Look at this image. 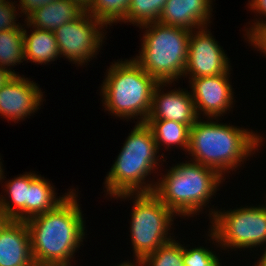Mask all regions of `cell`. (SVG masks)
Returning a JSON list of instances; mask_svg holds the SVG:
<instances>
[{"instance_id": "6da1fadb", "label": "cell", "mask_w": 266, "mask_h": 266, "mask_svg": "<svg viewBox=\"0 0 266 266\" xmlns=\"http://www.w3.org/2000/svg\"><path fill=\"white\" fill-rule=\"evenodd\" d=\"M73 191L53 210L27 219L36 266H71L85 235L82 211Z\"/></svg>"}, {"instance_id": "7a4b0ae2", "label": "cell", "mask_w": 266, "mask_h": 266, "mask_svg": "<svg viewBox=\"0 0 266 266\" xmlns=\"http://www.w3.org/2000/svg\"><path fill=\"white\" fill-rule=\"evenodd\" d=\"M198 119L190 128L187 152L193 161L214 169L223 178L235 170L248 156L263 145V138L248 129L237 128L218 121Z\"/></svg>"}, {"instance_id": "3957f363", "label": "cell", "mask_w": 266, "mask_h": 266, "mask_svg": "<svg viewBox=\"0 0 266 266\" xmlns=\"http://www.w3.org/2000/svg\"><path fill=\"white\" fill-rule=\"evenodd\" d=\"M157 153L151 129L145 122L137 123L106 176L104 184L107 194L116 197L126 193L153 192L155 184H146L145 180L156 167L159 169L158 161H164V155L157 156Z\"/></svg>"}, {"instance_id": "277c9868", "label": "cell", "mask_w": 266, "mask_h": 266, "mask_svg": "<svg viewBox=\"0 0 266 266\" xmlns=\"http://www.w3.org/2000/svg\"><path fill=\"white\" fill-rule=\"evenodd\" d=\"M178 163L155 182L153 193L176 215H197L209 203L223 177L198 162Z\"/></svg>"}, {"instance_id": "5b68a950", "label": "cell", "mask_w": 266, "mask_h": 266, "mask_svg": "<svg viewBox=\"0 0 266 266\" xmlns=\"http://www.w3.org/2000/svg\"><path fill=\"white\" fill-rule=\"evenodd\" d=\"M109 67L101 86L105 110L121 119L138 117L144 123L150 113L158 82L133 59L117 61Z\"/></svg>"}, {"instance_id": "8992f818", "label": "cell", "mask_w": 266, "mask_h": 266, "mask_svg": "<svg viewBox=\"0 0 266 266\" xmlns=\"http://www.w3.org/2000/svg\"><path fill=\"white\" fill-rule=\"evenodd\" d=\"M146 28L139 56L132 58L158 83H170L183 77L188 58L191 30L151 22Z\"/></svg>"}, {"instance_id": "52a82bcc", "label": "cell", "mask_w": 266, "mask_h": 266, "mask_svg": "<svg viewBox=\"0 0 266 266\" xmlns=\"http://www.w3.org/2000/svg\"><path fill=\"white\" fill-rule=\"evenodd\" d=\"M132 197L135 201L130 222L131 242L135 260H142L172 240L168 230L175 214L153 192L126 193L116 199Z\"/></svg>"}, {"instance_id": "ba28073f", "label": "cell", "mask_w": 266, "mask_h": 266, "mask_svg": "<svg viewBox=\"0 0 266 266\" xmlns=\"http://www.w3.org/2000/svg\"><path fill=\"white\" fill-rule=\"evenodd\" d=\"M209 235L224 250L266 244V205L241 207L224 212L211 209Z\"/></svg>"}, {"instance_id": "9c48e42d", "label": "cell", "mask_w": 266, "mask_h": 266, "mask_svg": "<svg viewBox=\"0 0 266 266\" xmlns=\"http://www.w3.org/2000/svg\"><path fill=\"white\" fill-rule=\"evenodd\" d=\"M104 27L107 28L87 11L79 18L60 26L53 31L60 55L63 54V57L81 66L90 62V58L95 57L102 45Z\"/></svg>"}, {"instance_id": "30bf717a", "label": "cell", "mask_w": 266, "mask_h": 266, "mask_svg": "<svg viewBox=\"0 0 266 266\" xmlns=\"http://www.w3.org/2000/svg\"><path fill=\"white\" fill-rule=\"evenodd\" d=\"M215 40L207 26L191 30L183 77H208L230 71L229 58Z\"/></svg>"}, {"instance_id": "8fae6325", "label": "cell", "mask_w": 266, "mask_h": 266, "mask_svg": "<svg viewBox=\"0 0 266 266\" xmlns=\"http://www.w3.org/2000/svg\"><path fill=\"white\" fill-rule=\"evenodd\" d=\"M219 74L208 77H197L189 80L191 95L195 104L196 112L200 118L203 112L208 118L218 119L223 116L233 105V91L229 81L231 73ZM201 112V113H200Z\"/></svg>"}, {"instance_id": "7c38bea8", "label": "cell", "mask_w": 266, "mask_h": 266, "mask_svg": "<svg viewBox=\"0 0 266 266\" xmlns=\"http://www.w3.org/2000/svg\"><path fill=\"white\" fill-rule=\"evenodd\" d=\"M30 79L15 75L0 88V116L17 122L31 116L41 106V88Z\"/></svg>"}, {"instance_id": "4fadbf2b", "label": "cell", "mask_w": 266, "mask_h": 266, "mask_svg": "<svg viewBox=\"0 0 266 266\" xmlns=\"http://www.w3.org/2000/svg\"><path fill=\"white\" fill-rule=\"evenodd\" d=\"M166 84L169 83H158L155 86L147 120H170L194 125L199 117L191 93L183 89L160 92V88Z\"/></svg>"}, {"instance_id": "5bb4252c", "label": "cell", "mask_w": 266, "mask_h": 266, "mask_svg": "<svg viewBox=\"0 0 266 266\" xmlns=\"http://www.w3.org/2000/svg\"><path fill=\"white\" fill-rule=\"evenodd\" d=\"M0 266H36L25 221L10 219L0 230Z\"/></svg>"}, {"instance_id": "9a60e30c", "label": "cell", "mask_w": 266, "mask_h": 266, "mask_svg": "<svg viewBox=\"0 0 266 266\" xmlns=\"http://www.w3.org/2000/svg\"><path fill=\"white\" fill-rule=\"evenodd\" d=\"M212 0H167L159 23L193 30L210 23Z\"/></svg>"}, {"instance_id": "2e32d148", "label": "cell", "mask_w": 266, "mask_h": 266, "mask_svg": "<svg viewBox=\"0 0 266 266\" xmlns=\"http://www.w3.org/2000/svg\"><path fill=\"white\" fill-rule=\"evenodd\" d=\"M85 10L70 0H56L36 9L25 21L29 27L55 31L60 26L79 18Z\"/></svg>"}, {"instance_id": "e0dca14e", "label": "cell", "mask_w": 266, "mask_h": 266, "mask_svg": "<svg viewBox=\"0 0 266 266\" xmlns=\"http://www.w3.org/2000/svg\"><path fill=\"white\" fill-rule=\"evenodd\" d=\"M30 35L24 32V59L33 63L46 64L55 61L60 56L57 40L52 31L32 27Z\"/></svg>"}, {"instance_id": "ac0fdd59", "label": "cell", "mask_w": 266, "mask_h": 266, "mask_svg": "<svg viewBox=\"0 0 266 266\" xmlns=\"http://www.w3.org/2000/svg\"><path fill=\"white\" fill-rule=\"evenodd\" d=\"M54 187L44 177L29 172L28 219L56 208L72 192L56 198Z\"/></svg>"}, {"instance_id": "d6986e66", "label": "cell", "mask_w": 266, "mask_h": 266, "mask_svg": "<svg viewBox=\"0 0 266 266\" xmlns=\"http://www.w3.org/2000/svg\"><path fill=\"white\" fill-rule=\"evenodd\" d=\"M5 186V192L10 201L0 195V207L9 219L26 221L28 219L29 173L26 172L9 180Z\"/></svg>"}, {"instance_id": "ffe728a7", "label": "cell", "mask_w": 266, "mask_h": 266, "mask_svg": "<svg viewBox=\"0 0 266 266\" xmlns=\"http://www.w3.org/2000/svg\"><path fill=\"white\" fill-rule=\"evenodd\" d=\"M145 123L152 131L158 151L162 145H166V149L179 145L183 150H188L190 128L193 125L170 120H146Z\"/></svg>"}, {"instance_id": "44dd1931", "label": "cell", "mask_w": 266, "mask_h": 266, "mask_svg": "<svg viewBox=\"0 0 266 266\" xmlns=\"http://www.w3.org/2000/svg\"><path fill=\"white\" fill-rule=\"evenodd\" d=\"M23 29L21 25L19 28L0 31V67L10 70L14 75L19 74L12 71L9 66H15L25 60Z\"/></svg>"}, {"instance_id": "7402d4cb", "label": "cell", "mask_w": 266, "mask_h": 266, "mask_svg": "<svg viewBox=\"0 0 266 266\" xmlns=\"http://www.w3.org/2000/svg\"><path fill=\"white\" fill-rule=\"evenodd\" d=\"M167 0H130L124 23L130 22L141 26L158 22L159 16Z\"/></svg>"}, {"instance_id": "603a6c76", "label": "cell", "mask_w": 266, "mask_h": 266, "mask_svg": "<svg viewBox=\"0 0 266 266\" xmlns=\"http://www.w3.org/2000/svg\"><path fill=\"white\" fill-rule=\"evenodd\" d=\"M130 0H91L87 12L97 20L111 26L126 18Z\"/></svg>"}, {"instance_id": "cb8c5ba5", "label": "cell", "mask_w": 266, "mask_h": 266, "mask_svg": "<svg viewBox=\"0 0 266 266\" xmlns=\"http://www.w3.org/2000/svg\"><path fill=\"white\" fill-rule=\"evenodd\" d=\"M141 262L144 266H184L183 246L172 239L161 245L155 252L145 256Z\"/></svg>"}, {"instance_id": "d4e9b609", "label": "cell", "mask_w": 266, "mask_h": 266, "mask_svg": "<svg viewBox=\"0 0 266 266\" xmlns=\"http://www.w3.org/2000/svg\"><path fill=\"white\" fill-rule=\"evenodd\" d=\"M216 257L213 251L202 246L192 249L183 246L184 266H208Z\"/></svg>"}, {"instance_id": "484cf974", "label": "cell", "mask_w": 266, "mask_h": 266, "mask_svg": "<svg viewBox=\"0 0 266 266\" xmlns=\"http://www.w3.org/2000/svg\"><path fill=\"white\" fill-rule=\"evenodd\" d=\"M14 4V2L9 0L0 4V31L11 30L21 26V24H16L18 12H16L17 7Z\"/></svg>"}, {"instance_id": "4316f807", "label": "cell", "mask_w": 266, "mask_h": 266, "mask_svg": "<svg viewBox=\"0 0 266 266\" xmlns=\"http://www.w3.org/2000/svg\"><path fill=\"white\" fill-rule=\"evenodd\" d=\"M249 44L266 54V24L256 28L248 37Z\"/></svg>"}, {"instance_id": "83f0119b", "label": "cell", "mask_w": 266, "mask_h": 266, "mask_svg": "<svg viewBox=\"0 0 266 266\" xmlns=\"http://www.w3.org/2000/svg\"><path fill=\"white\" fill-rule=\"evenodd\" d=\"M249 8H251L252 11L258 12L260 14V16H264V18H266V0H251L248 3ZM263 14V15H261ZM266 20V19H265ZM261 20H256L257 22L253 23L251 28H248L249 30H245L247 37L259 26H262L264 24H266V21Z\"/></svg>"}, {"instance_id": "f1b7e54d", "label": "cell", "mask_w": 266, "mask_h": 266, "mask_svg": "<svg viewBox=\"0 0 266 266\" xmlns=\"http://www.w3.org/2000/svg\"><path fill=\"white\" fill-rule=\"evenodd\" d=\"M56 0H20L18 10H21L20 13H24L26 18L33 13L36 9L42 8L50 3L55 2Z\"/></svg>"}, {"instance_id": "f546056e", "label": "cell", "mask_w": 266, "mask_h": 266, "mask_svg": "<svg viewBox=\"0 0 266 266\" xmlns=\"http://www.w3.org/2000/svg\"><path fill=\"white\" fill-rule=\"evenodd\" d=\"M15 75L5 68L0 67V88L10 81Z\"/></svg>"}, {"instance_id": "4dcf8cb0", "label": "cell", "mask_w": 266, "mask_h": 266, "mask_svg": "<svg viewBox=\"0 0 266 266\" xmlns=\"http://www.w3.org/2000/svg\"><path fill=\"white\" fill-rule=\"evenodd\" d=\"M81 6L85 11L88 10L91 0H70Z\"/></svg>"}, {"instance_id": "1f68e13d", "label": "cell", "mask_w": 266, "mask_h": 266, "mask_svg": "<svg viewBox=\"0 0 266 266\" xmlns=\"http://www.w3.org/2000/svg\"><path fill=\"white\" fill-rule=\"evenodd\" d=\"M10 219L6 216L5 212L0 207V230L4 227V225L9 221Z\"/></svg>"}, {"instance_id": "d6a6232c", "label": "cell", "mask_w": 266, "mask_h": 266, "mask_svg": "<svg viewBox=\"0 0 266 266\" xmlns=\"http://www.w3.org/2000/svg\"><path fill=\"white\" fill-rule=\"evenodd\" d=\"M264 249V253L262 254L261 258H259L260 260L256 262L257 264H255V266H266V247Z\"/></svg>"}, {"instance_id": "836d02e7", "label": "cell", "mask_w": 266, "mask_h": 266, "mask_svg": "<svg viewBox=\"0 0 266 266\" xmlns=\"http://www.w3.org/2000/svg\"><path fill=\"white\" fill-rule=\"evenodd\" d=\"M136 264L138 265H135V263H131V262H122L121 264L117 266H144L141 260H136Z\"/></svg>"}, {"instance_id": "e575fe53", "label": "cell", "mask_w": 266, "mask_h": 266, "mask_svg": "<svg viewBox=\"0 0 266 266\" xmlns=\"http://www.w3.org/2000/svg\"><path fill=\"white\" fill-rule=\"evenodd\" d=\"M219 261V257L217 256L208 266H222Z\"/></svg>"}, {"instance_id": "d590c367", "label": "cell", "mask_w": 266, "mask_h": 266, "mask_svg": "<svg viewBox=\"0 0 266 266\" xmlns=\"http://www.w3.org/2000/svg\"><path fill=\"white\" fill-rule=\"evenodd\" d=\"M1 160V159H0ZM2 162L0 161V180L1 179H4V176H3V174H4V171H3V169H2Z\"/></svg>"}, {"instance_id": "8d00e7d4", "label": "cell", "mask_w": 266, "mask_h": 266, "mask_svg": "<svg viewBox=\"0 0 266 266\" xmlns=\"http://www.w3.org/2000/svg\"><path fill=\"white\" fill-rule=\"evenodd\" d=\"M6 0H0V4L4 3Z\"/></svg>"}]
</instances>
